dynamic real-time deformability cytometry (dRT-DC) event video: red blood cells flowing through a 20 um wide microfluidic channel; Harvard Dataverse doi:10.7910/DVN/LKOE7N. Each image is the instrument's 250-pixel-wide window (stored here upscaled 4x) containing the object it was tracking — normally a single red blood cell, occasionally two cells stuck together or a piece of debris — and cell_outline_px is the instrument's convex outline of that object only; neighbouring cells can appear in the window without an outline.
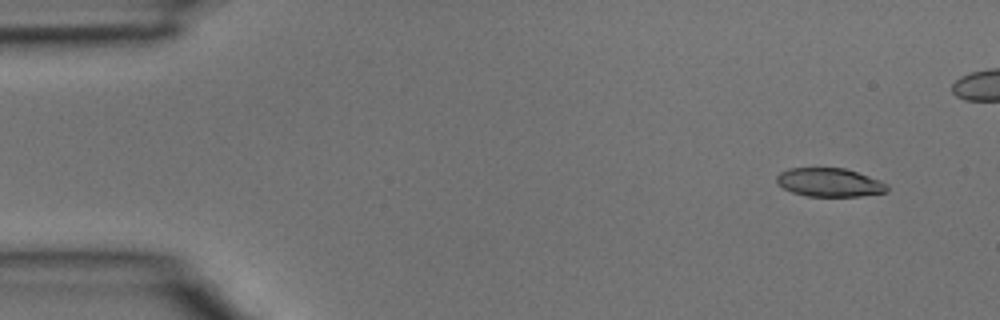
{"species": "common noctule bat (a hibernating species)", "species_latin": "Nyctalus noctula", "temperature_condition": "room temperature", "stored_images_in_passage": 4, "camera_frame_rate_fps": 3000, "um_per_image_px": 0.085, "animal": {"sex": "male", "body_mass_g": 15.6}, "frame": {"image": 1, "passage_image": 1, "time_ms": 0.0, "image_size_px": [1000, 320], "cell_outline_px": [[888, 192], [860, 196], [808, 196], [792, 192], [776, 184], [776, 176], [780, 172], [788, 168], [844, 168], [880, 180], [888, 184]], "centroid_in_image_um": [70.5, 15.5], "position_along_channel_um": 14.5, "area_um2": 18.44}}
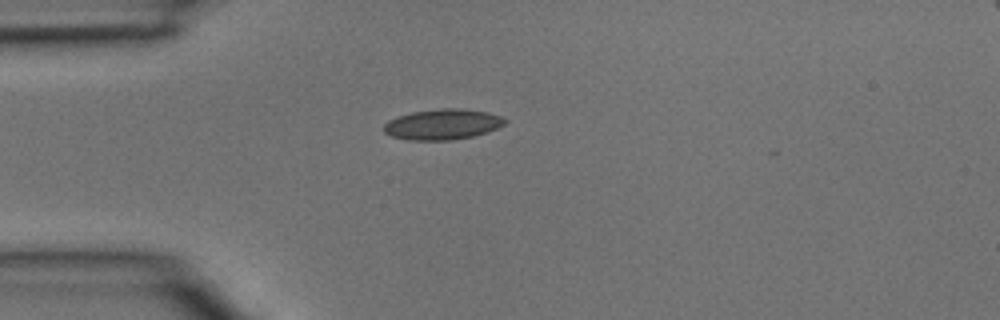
{"frame": {"image": 2, "passage_image": 4, "time_ms": 1.0, "image_size_px": [1000, 320], "cell_outline_px": [[508, 120], [504, 124], [488, 132], [472, 136], [452, 140], [408, 140], [392, 136], [384, 132], [384, 124], [388, 120], [396, 116], [412, 112], [440, 108], [460, 108], [488, 112], [500, 116]], "centroid_in_image_um": [37.61, 10.56], "position_along_channel_um": 47.4, "area_um2": 21.62}}